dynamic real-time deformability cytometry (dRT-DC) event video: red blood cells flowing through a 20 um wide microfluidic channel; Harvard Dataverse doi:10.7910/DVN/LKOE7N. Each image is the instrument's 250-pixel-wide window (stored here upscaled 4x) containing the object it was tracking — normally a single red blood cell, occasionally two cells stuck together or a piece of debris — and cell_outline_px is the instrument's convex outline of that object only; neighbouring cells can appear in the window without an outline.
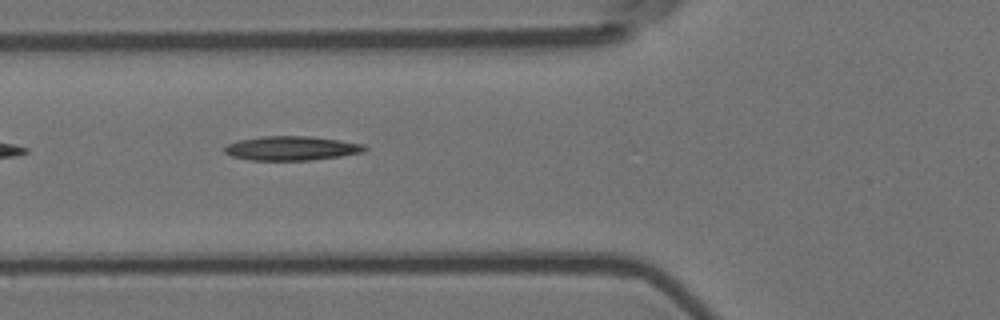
{"species": "Egyptian fruit bat (a non-hibernating species)", "species_latin": "Rousettus aegyptiacus", "temperature_condition": "room temperature", "stored_images_in_passage": 6, "camera_frame_rate_fps": 3000, "um_per_image_px": 0.085, "animal": {"sex": "female"}, "frame": {"image": 1, "passage_image": 3, "time_ms": 0.667, "image_size_px": [1000, 320], "cell_outline_px": [[368, 148], [364, 152], [340, 156], [312, 160], [248, 160], [232, 156], [224, 152], [224, 148], [228, 144], [240, 140], [264, 136], [308, 136], [340, 140], [364, 144]], "centroid_in_image_um": [24.8, 12.6], "position_along_channel_um": 101.0, "area_um2": 19.71}}
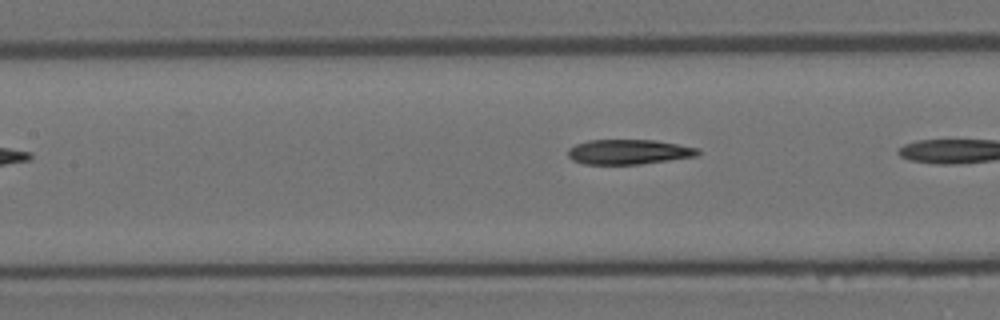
{"frame": {"image": 2, "passage_image": 5, "time_ms": 1.333, "image_size_px": [1000, 320], "cell_outline_px": [[700, 152], [696, 156], [640, 164], [584, 164], [572, 160], [568, 156], [568, 148], [576, 144], [588, 140], [656, 140], [700, 148]], "centroid_in_image_um": [53.43, 12.9], "position_along_channel_um": 154.0, "area_um2": 18.84}}